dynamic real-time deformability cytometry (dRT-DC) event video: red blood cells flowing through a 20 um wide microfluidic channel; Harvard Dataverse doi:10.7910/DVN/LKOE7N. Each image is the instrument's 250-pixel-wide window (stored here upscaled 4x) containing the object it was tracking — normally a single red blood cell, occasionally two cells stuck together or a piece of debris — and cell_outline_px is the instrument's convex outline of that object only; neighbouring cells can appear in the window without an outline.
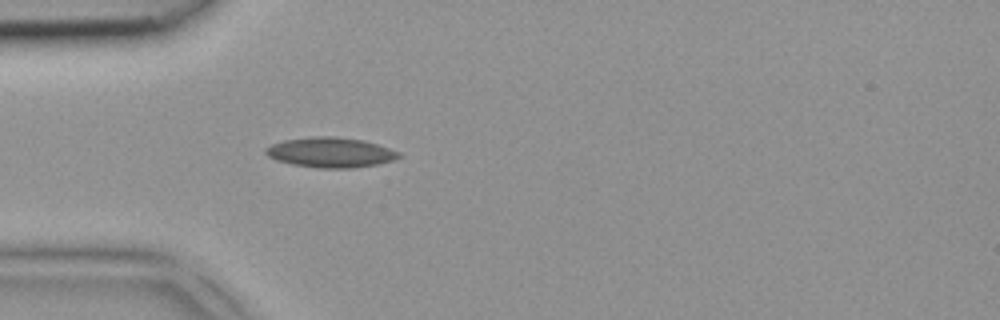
{"species": "common noctule bat (a hibernating species)", "species_latin": "Nyctalus noctula", "temperature_condition": "room temperature", "stored_images_in_passage": 3, "camera_frame_rate_fps": 3000, "um_per_image_px": 0.085, "animal": {"sex": "female", "body_mass_g": 18.4}, "frame": {"image": 1, "passage_image": 3, "time_ms": 0.667, "image_size_px": [1000, 320], "cell_outline_px": [[400, 156], [392, 160], [376, 164], [348, 168], [320, 168], [292, 164], [276, 160], [268, 156], [264, 152], [264, 148], [272, 144], [284, 140], [316, 136], [332, 136], [364, 140], [400, 152]], "centroid_in_image_um": [28.05, 12.95], "position_along_channel_um": 57.0, "area_um2": 23.06}}